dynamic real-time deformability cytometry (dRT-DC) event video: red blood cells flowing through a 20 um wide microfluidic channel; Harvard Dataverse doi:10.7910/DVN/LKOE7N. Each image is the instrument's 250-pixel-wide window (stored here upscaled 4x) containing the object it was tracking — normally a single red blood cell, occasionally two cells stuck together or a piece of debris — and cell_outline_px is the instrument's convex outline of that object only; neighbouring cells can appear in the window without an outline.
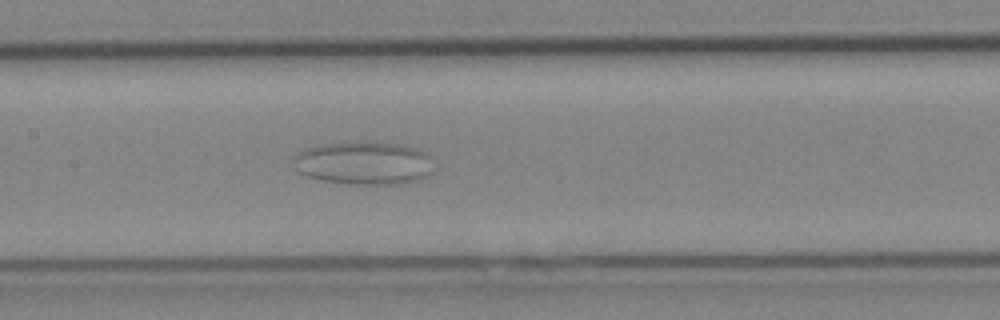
{"species": "Egyptian fruit bat (a non-hibernating species)", "species_latin": "Rousettus aegyptiacus", "temperature_condition": "cold", "stored_images_in_passage": 39, "camera_frame_rate_fps": 3000, "um_per_image_px": 0.085, "animal": {"sex": "female"}, "frame": {"image": 1, "passage_image": 10, "time_ms": 3.0, "image_size_px": [1000, 320], "cell_outline_px": [[436, 168], [428, 176], [420, 180], [400, 184], [352, 184], [324, 180], [308, 176], [300, 172], [296, 168], [292, 160], [292, 156], [304, 148], [316, 144], [400, 144], [416, 148], [428, 152], [432, 156]], "centroid_in_image_um": [31.0, 13.89], "position_along_channel_um": 176.4, "area_um2": 35.2}}
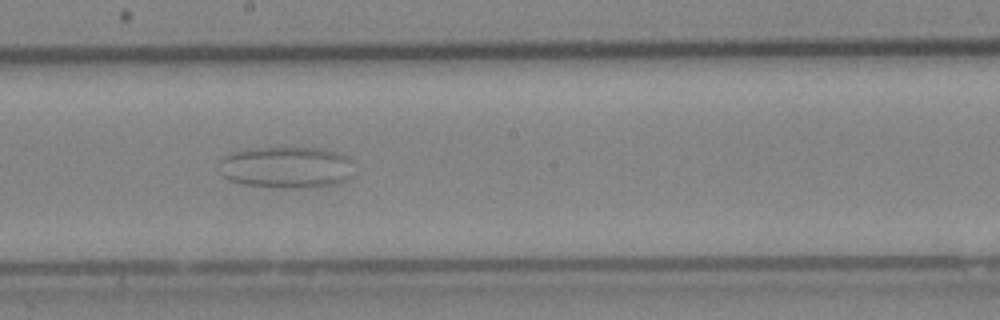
{"frame": {"image": 2, "passage_image": 14, "time_ms": 4.333, "image_size_px": [1000, 320], "cell_outline_px": [[356, 160], [352, 176], [336, 184], [316, 188], [284, 188], [240, 184], [228, 180], [224, 176], [220, 160], [224, 156], [232, 152], [248, 148], [320, 148], [340, 152]], "centroid_in_image_um": [24.44, 14.23], "position_along_channel_um": 223.8, "area_um2": 33.41}}